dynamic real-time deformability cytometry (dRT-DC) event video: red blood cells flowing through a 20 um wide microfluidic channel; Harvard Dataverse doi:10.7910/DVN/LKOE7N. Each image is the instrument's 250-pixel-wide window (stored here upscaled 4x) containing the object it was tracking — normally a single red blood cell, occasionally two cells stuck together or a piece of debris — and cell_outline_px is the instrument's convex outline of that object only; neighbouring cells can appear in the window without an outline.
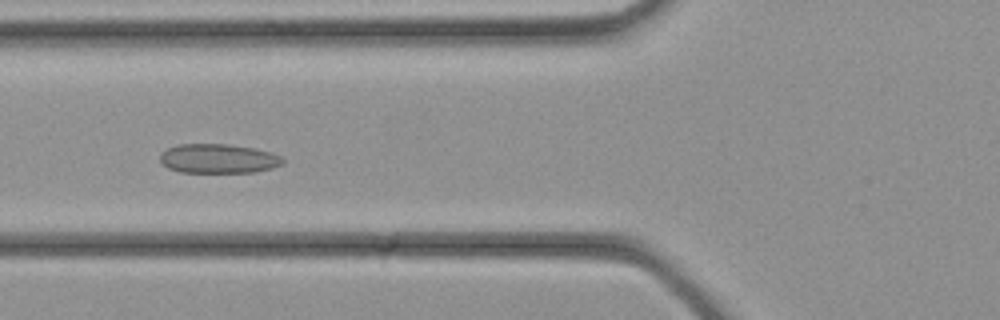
{"species": "common noctule bat (a hibernating species)", "species_latin": "Nyctalus noctula", "temperature_condition": "cold", "stored_images_in_passage": 34, "camera_frame_rate_fps": 3000, "um_per_image_px": 0.085, "animal": {"sex": "female", "body_mass_g": 21.9}, "frame": {"image": 1, "passage_image": 13, "time_ms": 4.0, "image_size_px": [1000, 320], "cell_outline_px": [[284, 164], [272, 168], [256, 172], [180, 172], [168, 168], [160, 164], [160, 152], [176, 144], [228, 144], [256, 148], [280, 156], [284, 160]], "centroid_in_image_um": [18.53, 13.48], "position_along_channel_um": 107.3, "area_um2": 21.15}}
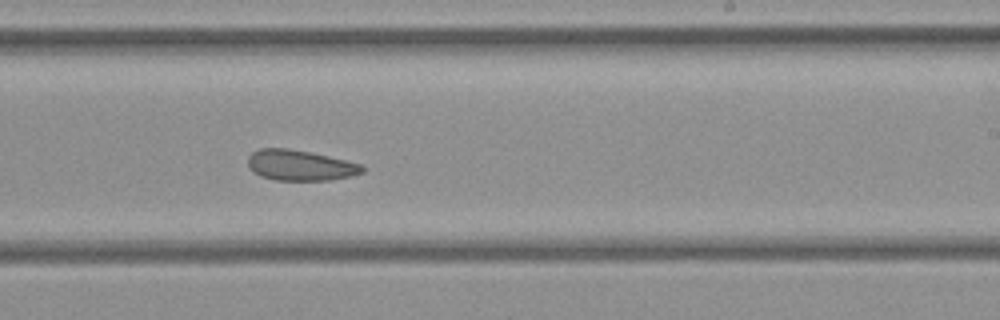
{"frame": {"image": 2, "passage_image": 21, "time_ms": 6.667, "image_size_px": [1000, 320], "cell_outline_px": [[368, 168], [364, 172], [352, 176], [328, 180], [276, 180], [260, 176], [248, 168], [248, 156], [252, 152], [260, 148], [288, 148], [312, 152], [364, 164]], "centroid_in_image_um": [25.56, 14.04], "position_along_channel_um": 263.4, "area_um2": 20.75}}
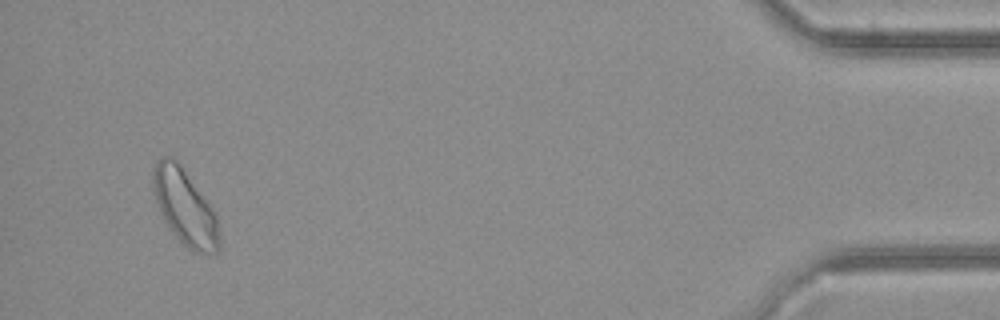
{"frame": {"image": 3, "passage_image": 33, "time_ms": 10.667, "image_size_px": [1000, 320], "cell_outline_px": [[220, 252], [192, 252], [168, 228], [160, 212], [152, 192], [152, 168], [160, 156], [172, 156], [180, 164], [216, 212], [220, 236]], "centroid_in_image_um": [15.7, 17.59], "position_along_channel_um": 419.5, "area_um2": 29.48}}